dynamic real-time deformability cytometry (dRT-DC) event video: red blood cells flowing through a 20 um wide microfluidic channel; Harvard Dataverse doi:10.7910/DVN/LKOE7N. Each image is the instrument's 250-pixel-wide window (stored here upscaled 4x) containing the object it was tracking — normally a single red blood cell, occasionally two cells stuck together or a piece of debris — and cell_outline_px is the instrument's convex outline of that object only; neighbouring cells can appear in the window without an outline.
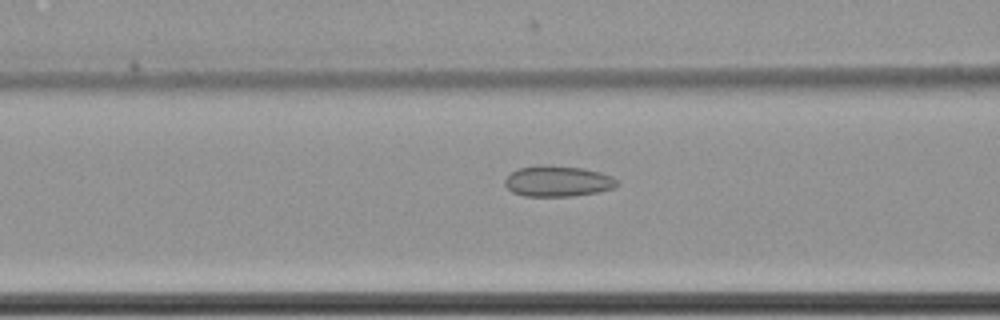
{"species": "common noctule bat (a hibernating species)", "species_latin": "Nyctalus noctula", "temperature_condition": "cold", "stored_images_in_passage": 61, "camera_frame_rate_fps": 3000, "um_per_image_px": 0.085, "animal": {"sex": "female", "body_mass_g": 22.7, "forearm_length_mm": 54.2}, "frame": {"image": 1, "passage_image": 26, "time_ms": 8.333, "image_size_px": [1000, 320], "cell_outline_px": [[620, 184], [612, 188], [596, 192], [572, 196], [524, 196], [512, 192], [504, 184], [504, 180], [512, 172], [520, 168], [540, 164], [544, 164], [584, 168], [600, 172], [612, 176]], "centroid_in_image_um": [47.4, 15.39], "position_along_channel_um": 119.2, "area_um2": 20.17}}
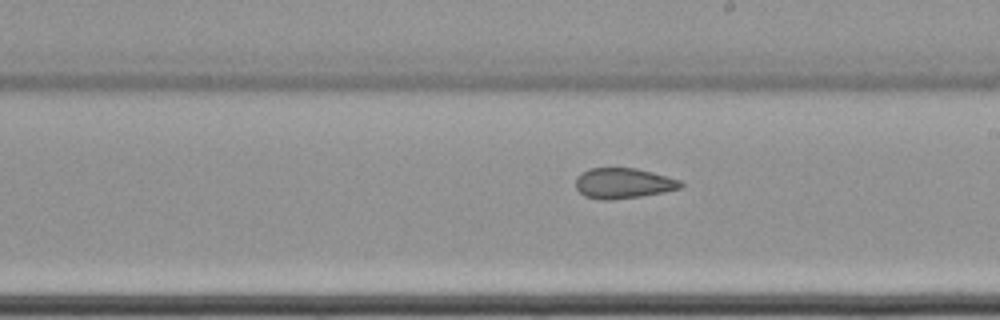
{"frame": {"image": 2, "passage_image": 36, "time_ms": 11.667, "image_size_px": [1000, 320], "cell_outline_px": [[684, 184], [680, 188], [664, 192], [640, 196], [608, 200], [600, 200], [584, 196], [576, 188], [576, 176], [588, 168], [636, 168], [668, 176], [680, 180]], "centroid_in_image_um": [52.96, 15.57], "position_along_channel_um": 236.0, "area_um2": 18.67}}
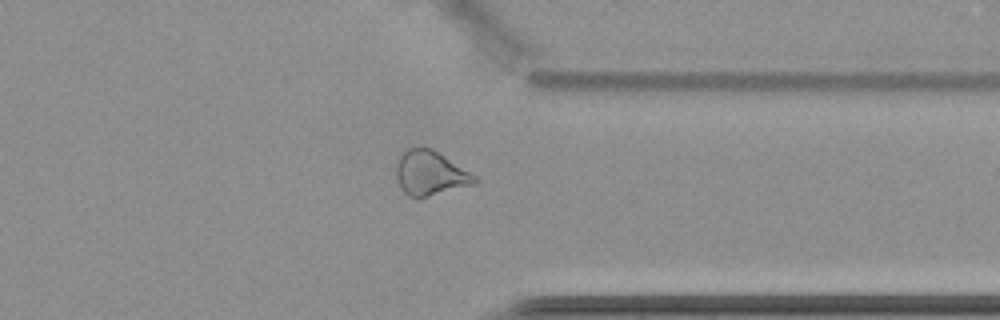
{"frame": {"image": 3, "passage_image": 48, "time_ms": 15.667, "image_size_px": [1000, 320], "cell_outline_px": [[480, 180], [476, 184], [428, 196], [408, 196], [400, 188], [396, 176], [396, 164], [400, 156], [408, 148], [432, 148], [476, 176]], "centroid_in_image_um": [36.58, 14.72], "position_along_channel_um": 374.8, "area_um2": 20.11}, "authors_computed_cell_mechanics": {"area_um2": 22.253, "velocity_mm_per_s": 3.5093, "shape_relaxation_time_tau1_ms": null, "shape_relaxation_time_tau2_ms": 3.4501, "deformation_change_tau1": null, "deformation_change_tau2": 0.0967}}